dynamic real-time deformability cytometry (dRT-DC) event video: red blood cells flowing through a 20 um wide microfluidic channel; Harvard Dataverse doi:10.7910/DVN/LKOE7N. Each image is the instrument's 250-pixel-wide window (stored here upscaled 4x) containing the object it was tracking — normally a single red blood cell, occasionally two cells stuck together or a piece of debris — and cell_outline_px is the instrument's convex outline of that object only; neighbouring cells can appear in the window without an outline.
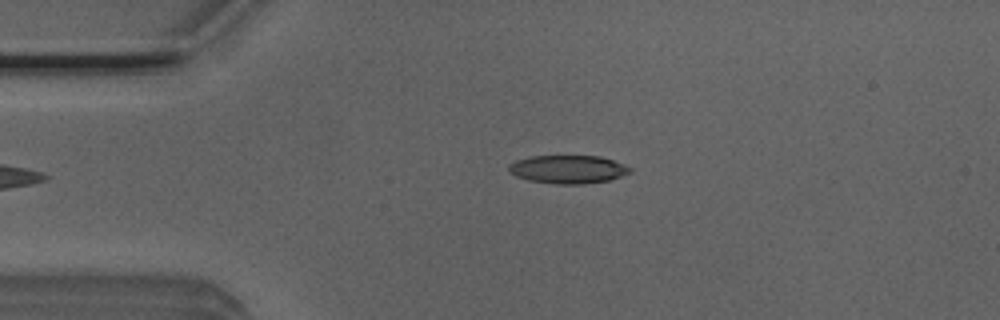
{"species": "Egyptian fruit bat (a non-hibernating species)", "species_latin": "Rousettus aegyptiacus", "temperature_condition": "room temperature", "stored_images_in_passage": 2, "camera_frame_rate_fps": 3000, "um_per_image_px": 0.085, "animal": {"sex": "male"}, "frame": {"image": 1, "passage_image": 1, "time_ms": 0.0, "image_size_px": [1000, 320], "cell_outline_px": [[632, 172], [608, 180], [580, 184], [556, 184], [528, 180], [516, 176], [508, 168], [516, 160], [532, 156], [600, 156], [624, 164], [632, 168]], "centroid_in_image_um": [48.31, 14.39], "position_along_channel_um": 36.7, "area_um2": 19.71}}